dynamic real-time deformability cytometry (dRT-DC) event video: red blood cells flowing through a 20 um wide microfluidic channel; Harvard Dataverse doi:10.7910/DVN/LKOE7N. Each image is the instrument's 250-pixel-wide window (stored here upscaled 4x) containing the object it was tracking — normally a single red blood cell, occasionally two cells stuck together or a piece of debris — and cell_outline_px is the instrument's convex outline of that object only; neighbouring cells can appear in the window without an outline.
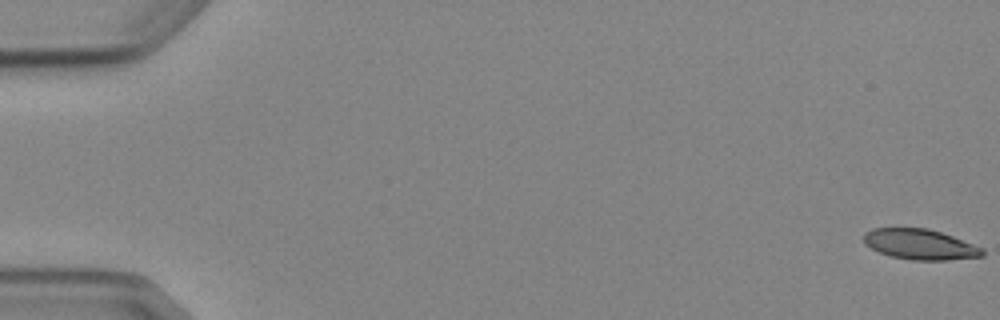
{"species": "Egyptian fruit bat (a non-hibernating species)", "species_latin": "Rousettus aegyptiacus", "temperature_condition": "cold", "stored_images_in_passage": 5, "camera_frame_rate_fps": 3000, "um_per_image_px": 0.085, "animal": {"sex": "female"}, "frame": {"image": 1, "passage_image": 1, "time_ms": 0.0, "image_size_px": [1000, 320], "cell_outline_px": [[984, 256], [948, 260], [912, 260], [892, 256], [880, 252], [864, 244], [864, 232], [872, 228], [928, 228], [952, 236], [984, 248]], "centroid_in_image_um": [78.21, 20.77], "position_along_channel_um": 6.8, "area_um2": 20.98}}
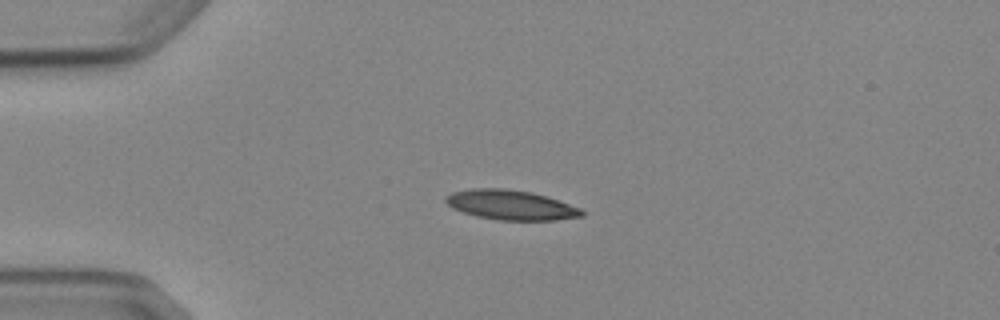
{"frame": {"image": 2, "passage_image": 4, "time_ms": 4.333, "image_size_px": [1000, 320], "cell_outline_px": [[584, 216], [556, 220], [500, 220], [476, 216], [452, 208], [444, 200], [444, 196], [452, 192], [472, 188], [504, 188], [532, 192], [548, 196], [580, 208], [584, 212]], "centroid_in_image_um": [43.42, 17.41], "position_along_channel_um": 41.6, "area_um2": 23.7}}